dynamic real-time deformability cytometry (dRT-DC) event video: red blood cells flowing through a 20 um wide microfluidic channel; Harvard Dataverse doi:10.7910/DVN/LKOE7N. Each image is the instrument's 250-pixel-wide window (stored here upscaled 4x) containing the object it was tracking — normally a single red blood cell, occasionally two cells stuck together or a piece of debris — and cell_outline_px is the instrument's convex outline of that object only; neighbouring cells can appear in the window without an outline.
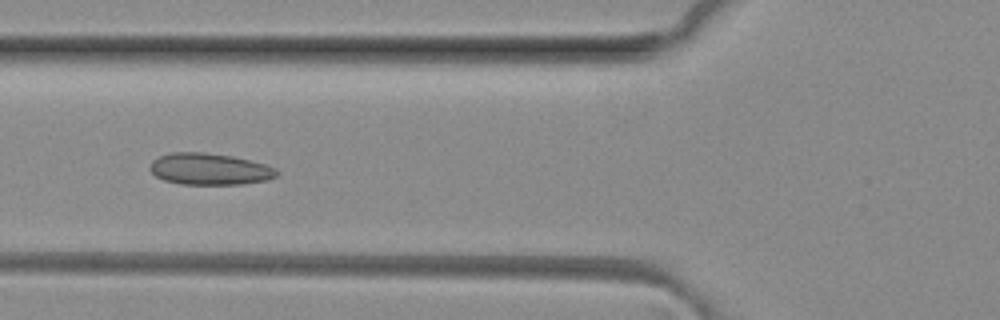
{"species": "common noctule bat (a hibernating species)", "species_latin": "Nyctalus noctula", "temperature_condition": "room temperature", "stored_images_in_passage": 4, "camera_frame_rate_fps": 3000, "um_per_image_px": 0.085, "animal": {"sex": "female", "body_mass_g": 29.2, "forearm_length_mm": 56.3}, "frame": {"image": 1, "passage_image": 3, "time_ms": 0.667, "image_size_px": [1000, 320], "cell_outline_px": [[280, 172], [276, 176], [268, 180], [244, 184], [180, 184], [164, 180], [156, 176], [148, 168], [152, 160], [160, 156], [172, 152], [204, 152], [232, 156], [264, 164], [276, 168]], "centroid_in_image_um": [17.81, 14.37], "position_along_channel_um": 108.0, "area_um2": 23.41}}
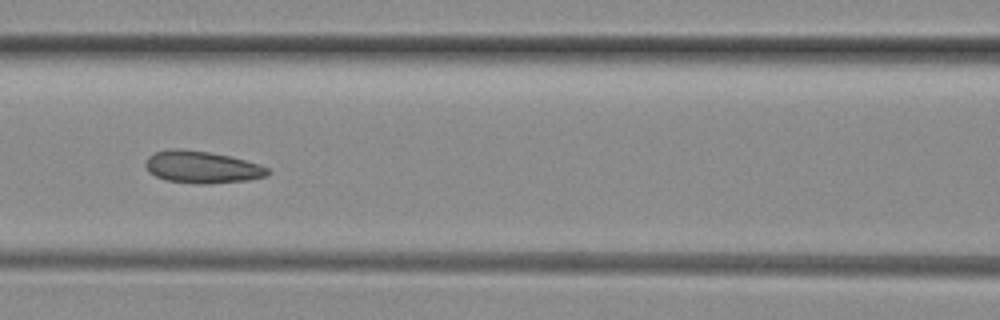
{"frame": {"image": 2, "passage_image": 4, "time_ms": 1.0, "image_size_px": [1000, 320], "cell_outline_px": [[272, 172], [264, 176], [248, 180], [208, 184], [196, 184], [164, 180], [148, 172], [144, 164], [148, 156], [156, 152], [172, 148], [176, 148], [208, 152], [228, 156], [244, 160], [268, 168]], "centroid_in_image_um": [17.11, 14.21], "position_along_channel_um": 149.5, "area_um2": 22.77}}